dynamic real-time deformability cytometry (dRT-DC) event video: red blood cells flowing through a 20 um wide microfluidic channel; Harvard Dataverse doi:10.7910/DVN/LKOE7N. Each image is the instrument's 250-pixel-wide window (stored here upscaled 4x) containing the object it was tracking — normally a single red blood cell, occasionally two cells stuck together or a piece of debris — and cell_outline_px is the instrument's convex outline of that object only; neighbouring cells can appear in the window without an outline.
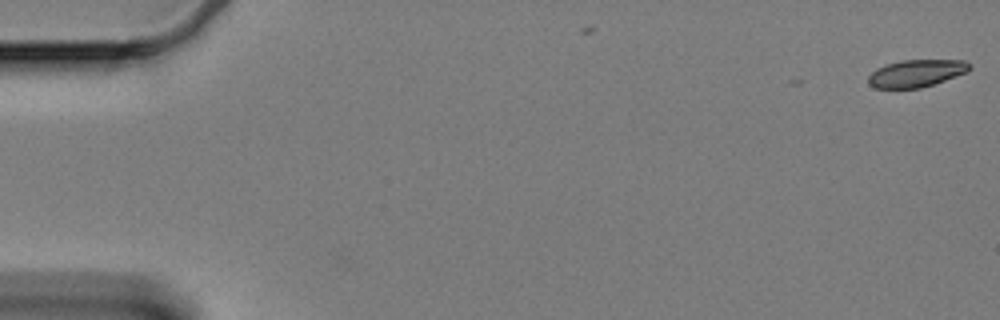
{"species": "Egyptian fruit bat (a non-hibernating species)", "species_latin": "Rousettus aegyptiacus", "temperature_condition": "cold", "stored_images_in_passage": 2, "camera_frame_rate_fps": 3000, "um_per_image_px": 0.085, "animal": {"sex": "female"}, "frame": {"image": 1, "passage_image": 2, "time_ms": 0.333, "image_size_px": [1000, 320], "cell_outline_px": [[972, 68], [968, 72], [920, 88], [876, 88], [868, 84], [868, 76], [876, 68], [888, 64], [904, 60], [964, 60], [972, 64]], "centroid_in_image_um": [77.91, 6.22], "position_along_channel_um": 7.1, "area_um2": 16.07}}